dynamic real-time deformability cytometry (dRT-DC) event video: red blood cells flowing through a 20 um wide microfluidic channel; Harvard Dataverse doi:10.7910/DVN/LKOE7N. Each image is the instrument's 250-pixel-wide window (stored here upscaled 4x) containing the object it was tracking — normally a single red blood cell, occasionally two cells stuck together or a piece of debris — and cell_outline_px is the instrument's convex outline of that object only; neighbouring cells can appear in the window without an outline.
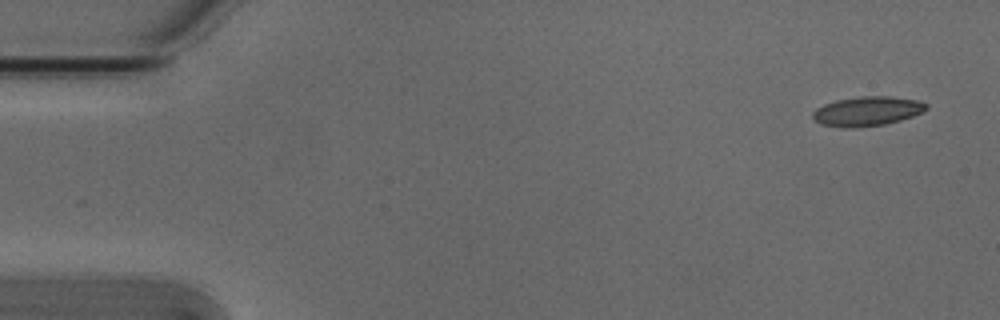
{"species": "Egyptian fruit bat (a non-hibernating species)", "species_latin": "Rousettus aegyptiacus", "temperature_condition": "cold", "stored_images_in_passage": 5, "camera_frame_rate_fps": 3000, "um_per_image_px": 0.085, "animal": {"sex": "male"}, "frame": {"image": 1, "passage_image": 1, "time_ms": 0.0, "image_size_px": [1000, 320], "cell_outline_px": [[928, 108], [912, 116], [900, 120], [884, 124], [852, 128], [844, 128], [820, 124], [812, 116], [812, 112], [816, 108], [824, 104], [836, 100], [860, 96], [888, 96], [916, 100], [928, 104]], "centroid_in_image_um": [73.67, 9.45], "position_along_channel_um": 11.3, "area_um2": 19.36}}
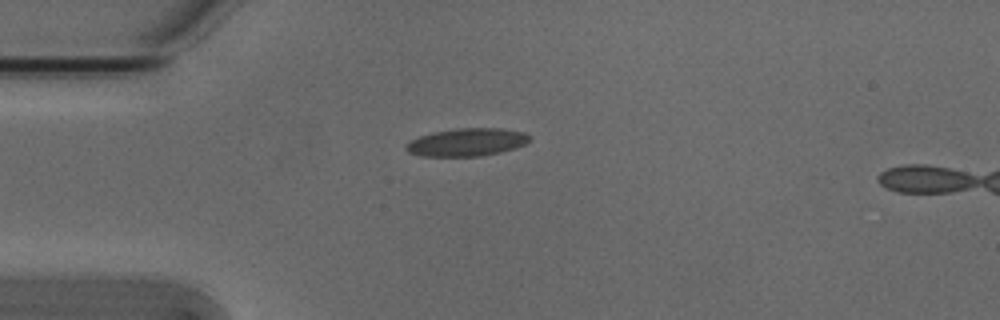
{"frame": {"image": 2, "passage_image": 4, "time_ms": 1.0, "image_size_px": [1000, 320], "cell_outline_px": [[532, 140], [516, 148], [500, 152], [480, 156], [420, 156], [408, 152], [404, 148], [412, 140], [420, 136], [436, 132], [456, 128], [500, 128], [524, 132]], "centroid_in_image_um": [39.71, 12.09], "position_along_channel_um": 45.3, "area_um2": 19.88}}